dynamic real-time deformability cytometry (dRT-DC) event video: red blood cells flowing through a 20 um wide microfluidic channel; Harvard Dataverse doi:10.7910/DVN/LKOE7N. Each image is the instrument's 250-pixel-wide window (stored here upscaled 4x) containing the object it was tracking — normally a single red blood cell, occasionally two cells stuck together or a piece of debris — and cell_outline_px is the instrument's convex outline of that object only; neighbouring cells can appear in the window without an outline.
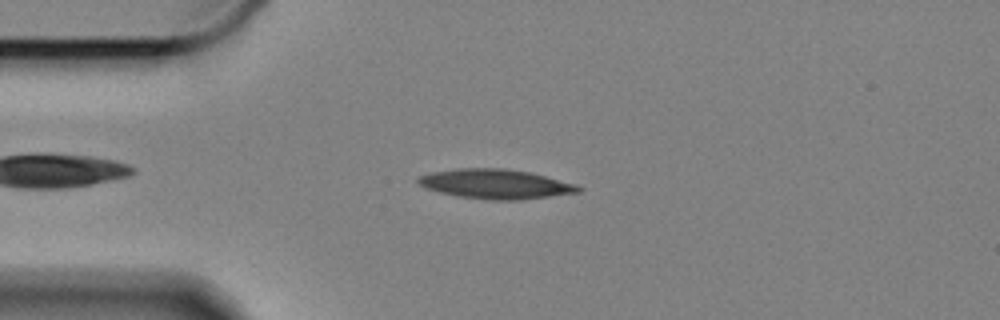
{"species": "Egyptian fruit bat (a non-hibernating species)", "species_latin": "Rousettus aegyptiacus", "temperature_condition": "cold", "stored_images_in_passage": 43, "camera_frame_rate_fps": 3000, "um_per_image_px": 0.085, "animal": {"sex": "female"}, "frame": {"image": 1, "passage_image": 7, "time_ms": 2.0, "image_size_px": [1000, 320], "cell_outline_px": [[584, 188], [580, 192], [520, 200], [488, 200], [460, 196], [440, 192], [424, 188], [416, 180], [416, 176], [432, 172], [456, 168], [504, 168], [528, 172], [576, 184]], "centroid_in_image_um": [42.1, 15.64], "position_along_channel_um": 42.9, "area_um2": 27.57}}
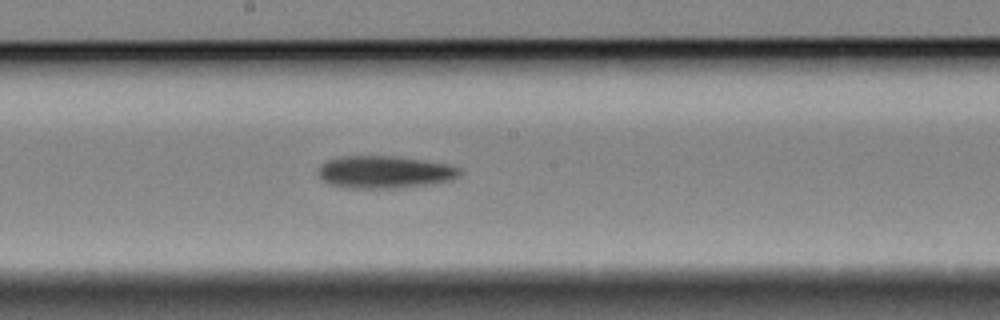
{"frame": {"image": 2, "passage_image": 24, "time_ms": 7.667, "image_size_px": [1000, 320], "cell_outline_px": [[460, 172], [456, 176], [448, 180], [428, 184], [400, 188], [348, 188], [328, 184], [320, 180], [320, 164], [328, 160], [340, 156], [396, 156], [444, 164], [456, 168]], "centroid_in_image_um": [32.57, 14.63], "position_along_channel_um": 215.6, "area_um2": 26.3}}
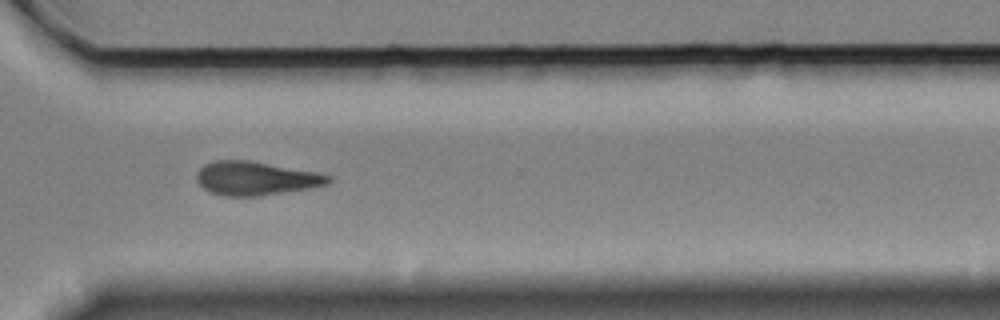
{"frame": {"image": 3, "passage_image": 36, "time_ms": 11.667, "image_size_px": [1000, 320], "cell_outline_px": [[332, 180], [328, 184], [308, 188], [256, 196], [224, 196], [208, 192], [196, 180], [196, 172], [204, 164], [216, 160], [248, 160], [316, 172], [332, 176]], "centroid_in_image_um": [21.7, 15.15], "position_along_channel_um": 348.9, "area_um2": 25.72}, "authors_computed_cell_mechanics": {"area_um2": 25.9522, "velocity_mm_per_s": 3.3322, "shape_relaxation_time_tau1_ms": 10.9204, "shape_relaxation_time_tau2_ms": null, "deformation_change_tau1": 0.2022, "deformation_change_tau2": null}}